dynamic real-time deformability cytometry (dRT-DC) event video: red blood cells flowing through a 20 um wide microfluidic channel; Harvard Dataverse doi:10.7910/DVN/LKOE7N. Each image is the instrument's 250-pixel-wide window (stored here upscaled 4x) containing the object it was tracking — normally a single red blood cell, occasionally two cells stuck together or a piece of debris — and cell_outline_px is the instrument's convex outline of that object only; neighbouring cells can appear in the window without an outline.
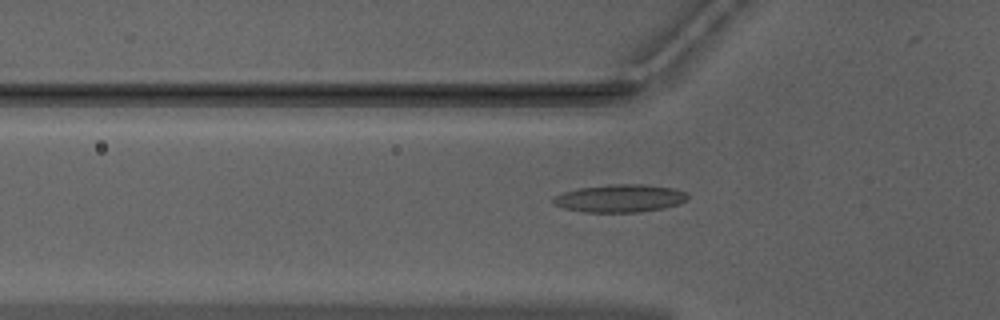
{"species": "Egyptian fruit bat (a non-hibernating species)", "species_latin": "Rousettus aegyptiacus", "temperature_condition": "warm", "stored_images_in_passage": 51, "camera_frame_rate_fps": 3000, "um_per_image_px": 0.085, "animal": {"sex": "male"}, "frame": {"image": 1, "passage_image": 18, "time_ms": 5.667, "image_size_px": [1000, 320], "cell_outline_px": [[688, 200], [680, 204], [664, 208], [640, 212], [584, 212], [564, 208], [552, 204], [552, 200], [556, 196], [564, 192], [580, 188], [612, 184], [644, 184], [672, 188], [688, 192]], "centroid_in_image_um": [52.74, 16.86], "position_along_channel_um": 73.1, "area_um2": 21.85}}
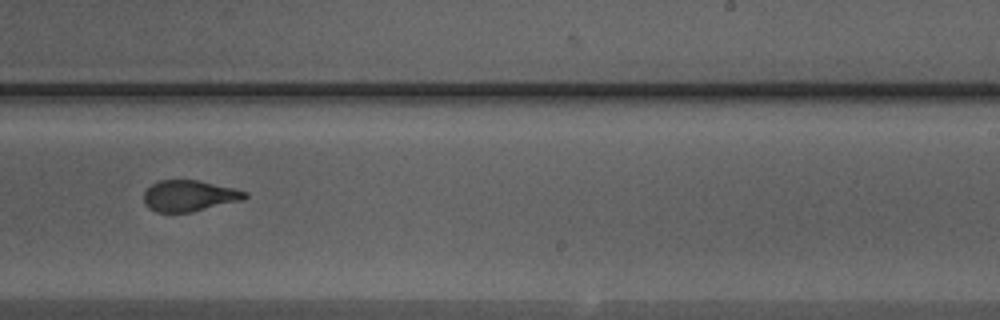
{"frame": {"image": 2, "passage_image": 33, "time_ms": 10.667, "image_size_px": [1000, 320], "cell_outline_px": [[248, 196], [244, 200], [192, 212], [156, 212], [144, 200], [144, 192], [152, 184], [160, 180], [196, 180], [232, 188], [248, 192]], "centroid_in_image_um": [16.13, 16.64], "position_along_channel_um": 272.9, "area_um2": 18.09}}
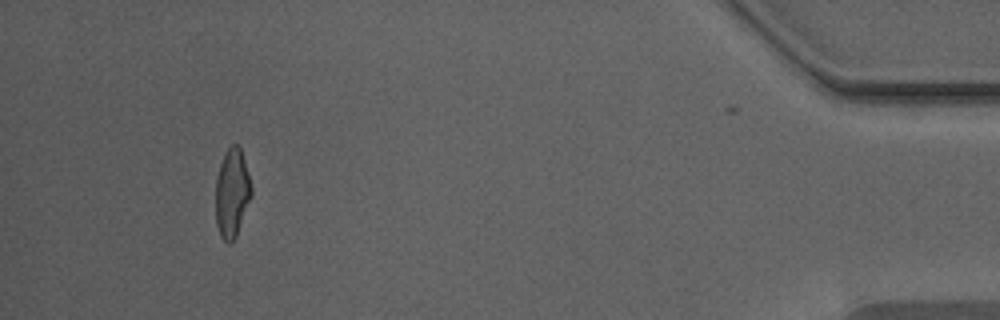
{"frame": {"image": 3, "passage_image": 49, "time_ms": 16.0, "image_size_px": [1000, 320], "cell_outline_px": [[252, 196], [236, 236], [228, 244], [220, 236], [216, 224], [216, 176], [220, 164], [228, 148], [232, 144], [240, 144], [248, 172], [252, 188]], "centroid_in_image_um": [19.73, 16.39], "position_along_channel_um": 415.5, "area_um2": 18.55}, "authors_computed_cell_mechanics": {"area_um2": 19.1896, "velocity_mm_per_s": 3.9949, "shape_relaxation_time_tau1_ms": 5.1548, "shape_relaxation_time_tau2_ms": 1.3773, "deformation_change_tau1": 0.2033, "deformation_change_tau2": 0.097}}